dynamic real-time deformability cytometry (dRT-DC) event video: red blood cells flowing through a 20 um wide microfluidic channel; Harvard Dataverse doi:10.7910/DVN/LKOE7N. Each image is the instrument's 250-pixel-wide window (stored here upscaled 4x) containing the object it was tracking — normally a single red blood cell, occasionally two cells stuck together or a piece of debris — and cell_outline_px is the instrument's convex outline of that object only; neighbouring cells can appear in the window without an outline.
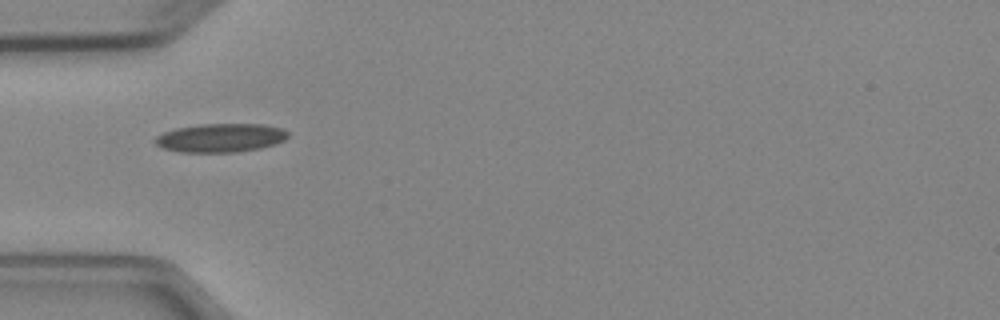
{"species": "Egyptian fruit bat (a non-hibernating species)", "species_latin": "Rousettus aegyptiacus", "temperature_condition": "cold", "stored_images_in_passage": 7, "camera_frame_rate_fps": 3000, "um_per_image_px": 0.085, "animal": {"sex": "female"}, "frame": {"image": 1, "passage_image": 4, "time_ms": 3.667, "image_size_px": [1000, 320], "cell_outline_px": [[288, 136], [284, 140], [260, 148], [236, 152], [180, 152], [164, 148], [156, 144], [152, 140], [156, 136], [164, 132], [176, 128], [204, 124], [264, 124], [284, 128], [288, 132]], "centroid_in_image_um": [18.75, 11.71], "position_along_channel_um": 66.3, "area_um2": 22.14}}